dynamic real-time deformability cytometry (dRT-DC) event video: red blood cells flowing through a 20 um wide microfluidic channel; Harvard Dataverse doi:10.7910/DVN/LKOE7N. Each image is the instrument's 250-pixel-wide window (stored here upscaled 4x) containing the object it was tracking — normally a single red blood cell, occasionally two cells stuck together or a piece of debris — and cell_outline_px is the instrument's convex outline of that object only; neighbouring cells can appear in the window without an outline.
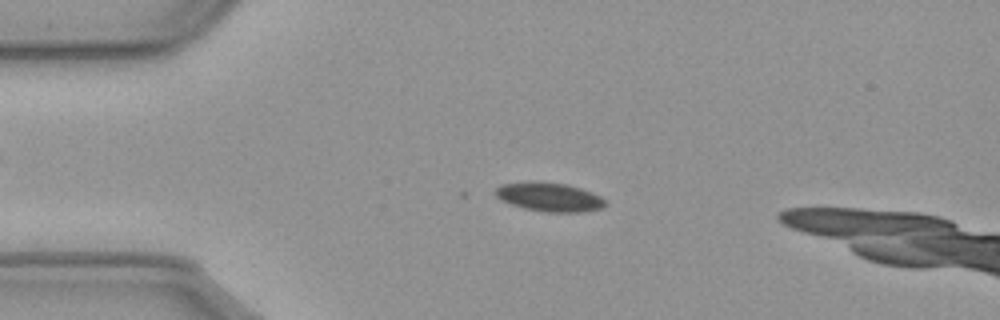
{"species": "common noctule bat (a hibernating species)", "species_latin": "Nyctalus noctula", "temperature_condition": "cold", "stored_images_in_passage": 12, "camera_frame_rate_fps": 3000, "um_per_image_px": 0.085, "animal": {"sex": "male", "body_mass_g": 23.1, "forearm_length_mm": 52.7}, "frame": {"image": 1, "passage_image": 12, "time_ms": 3.667, "image_size_px": [1000, 320], "cell_outline_px": [[604, 204], [600, 208], [580, 212], [544, 212], [524, 208], [500, 200], [492, 192], [500, 184], [532, 180], [564, 184], [580, 188], [600, 196], [604, 200]], "centroid_in_image_um": [46.59, 16.73], "position_along_channel_um": 38.4, "area_um2": 18.5}}